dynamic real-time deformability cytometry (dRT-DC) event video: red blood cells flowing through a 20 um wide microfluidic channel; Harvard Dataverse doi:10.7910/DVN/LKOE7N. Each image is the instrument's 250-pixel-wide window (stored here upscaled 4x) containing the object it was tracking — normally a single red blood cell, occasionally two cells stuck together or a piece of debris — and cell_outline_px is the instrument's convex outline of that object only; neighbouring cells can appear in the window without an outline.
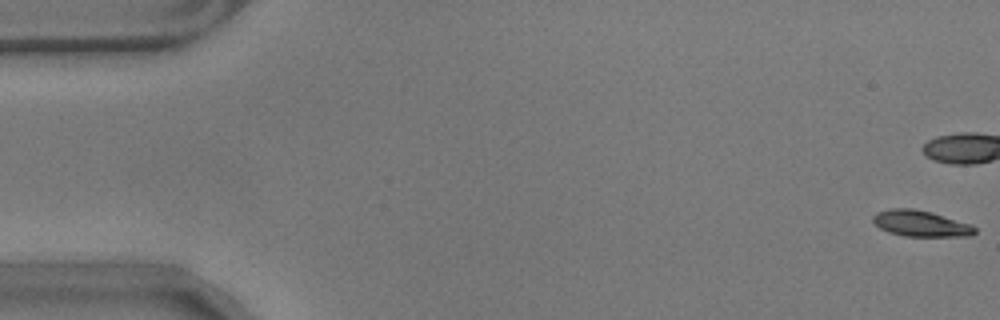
{"species": "common noctule bat (a hibernating species)", "species_latin": "Nyctalus noctula", "temperature_condition": "warm", "stored_images_in_passage": 9, "camera_frame_rate_fps": 3000, "um_per_image_px": 0.085, "animal": {"sex": "male", "body_mass_g": 17.9}, "frame": {"image": 1, "passage_image": 1, "time_ms": 0.0, "image_size_px": [1000, 320], "cell_outline_px": [[976, 232], [972, 236], [904, 236], [888, 232], [880, 228], [872, 220], [872, 216], [876, 212], [892, 208], [912, 208], [932, 212], [972, 224], [976, 228]], "centroid_in_image_um": [78.28, 18.99], "position_along_channel_um": 6.7, "area_um2": 15.61}}